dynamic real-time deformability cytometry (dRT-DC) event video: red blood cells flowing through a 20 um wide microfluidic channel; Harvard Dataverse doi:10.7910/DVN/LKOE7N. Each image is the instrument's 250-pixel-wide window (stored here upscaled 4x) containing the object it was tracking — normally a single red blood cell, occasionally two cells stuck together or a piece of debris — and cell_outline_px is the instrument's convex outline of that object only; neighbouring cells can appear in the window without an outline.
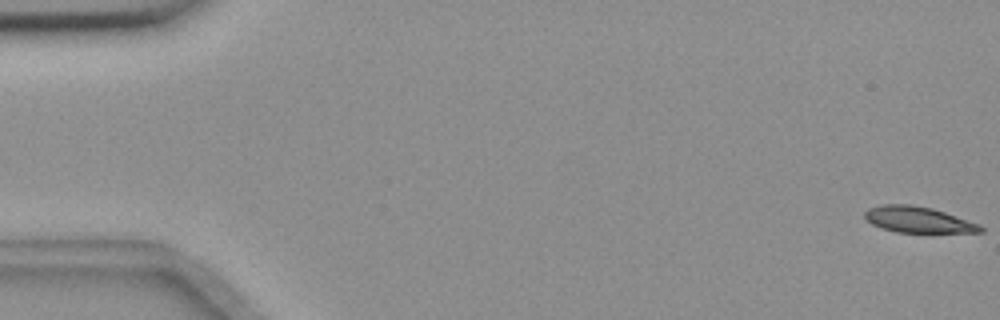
{"species": "common noctule bat (a hibernating species)", "species_latin": "Nyctalus noctula", "temperature_condition": "room temperature", "stored_images_in_passage": 56, "camera_frame_rate_fps": 3000, "um_per_image_px": 0.085, "animal": {"sex": "female", "body_mass_g": 18.4}, "frame": {"image": 1, "passage_image": 1, "time_ms": 0.0, "image_size_px": [1000, 320], "cell_outline_px": [[984, 232], [896, 232], [872, 224], [864, 216], [864, 212], [868, 208], [880, 204], [912, 204], [932, 208], [980, 224], [984, 228]], "centroid_in_image_um": [78.03, 18.66], "position_along_channel_um": 7.0, "area_um2": 17.46}}
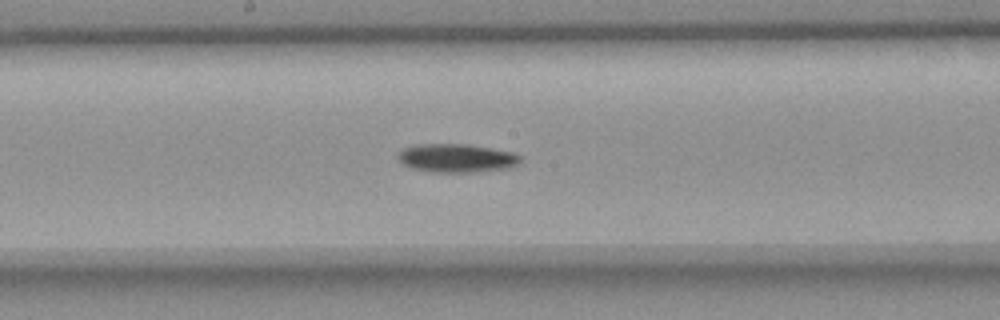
{"frame": {"image": 2, "passage_image": 30, "time_ms": 9.667, "image_size_px": [1000, 320], "cell_outline_px": [[520, 164], [512, 168], [480, 172], [436, 172], [412, 168], [404, 164], [396, 156], [404, 148], [416, 144], [468, 144], [512, 152], [520, 156]], "centroid_in_image_um": [38.86, 13.44], "position_along_channel_um": 209.3, "area_um2": 20.4}}
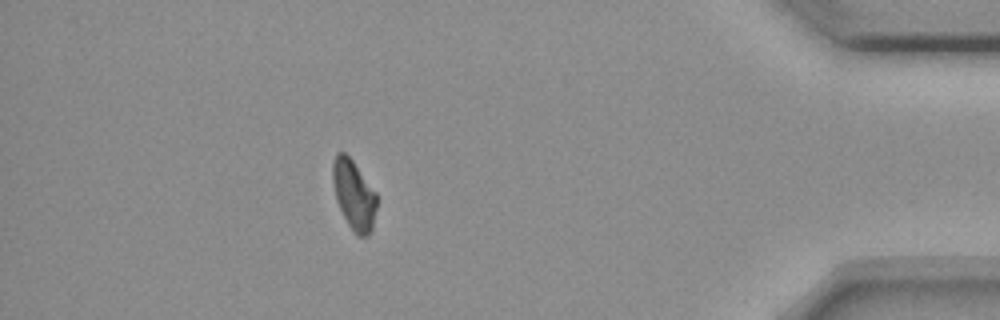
{"frame": {"image": 3, "passage_image": 50, "time_ms": 16.333, "image_size_px": [1000, 320], "cell_outline_px": [[376, 208], [372, 228], [368, 236], [356, 236], [348, 224], [336, 200], [332, 180], [332, 160], [336, 152], [344, 152], [352, 160], [376, 192]], "centroid_in_image_um": [30.06, 16.55], "position_along_channel_um": 405.1, "area_um2": 17.8}, "authors_computed_cell_mechanics": {"area_um2": 18.9006, "velocity_mm_per_s": 3.6572, "shape_relaxation_time_tau1_ms": 5.2812, "shape_relaxation_time_tau2_ms": null, "deformation_change_tau1": 0.1302, "deformation_change_tau2": null}}